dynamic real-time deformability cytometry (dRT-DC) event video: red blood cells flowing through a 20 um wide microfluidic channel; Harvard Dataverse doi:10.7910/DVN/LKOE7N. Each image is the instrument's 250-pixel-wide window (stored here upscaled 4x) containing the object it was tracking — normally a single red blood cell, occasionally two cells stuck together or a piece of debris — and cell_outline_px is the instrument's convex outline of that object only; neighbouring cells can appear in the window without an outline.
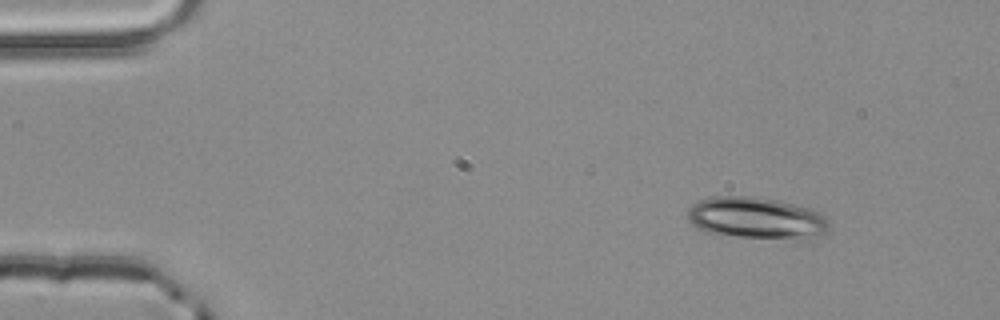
{"species": "common noctule bat (a hibernating species)", "species_latin": "Nyctalus noctula", "temperature_condition": "room temperature", "stored_images_in_passage": 3, "camera_frame_rate_fps": 3000, "um_per_image_px": 0.085, "animal": {"sex": "male", "body_mass_g": 20.4}, "frame": {"image": 1, "passage_image": 1, "time_ms": 0.0, "image_size_px": [1000, 320], "cell_outline_px": [[828, 228], [824, 232], [804, 244], [708, 232], [696, 228], [688, 220], [688, 208], [692, 204], [708, 196], [756, 196], [776, 200], [808, 208], [824, 216], [828, 220]], "centroid_in_image_um": [64.35, 18.58], "position_along_channel_um": 20.7, "area_um2": 35.37}}
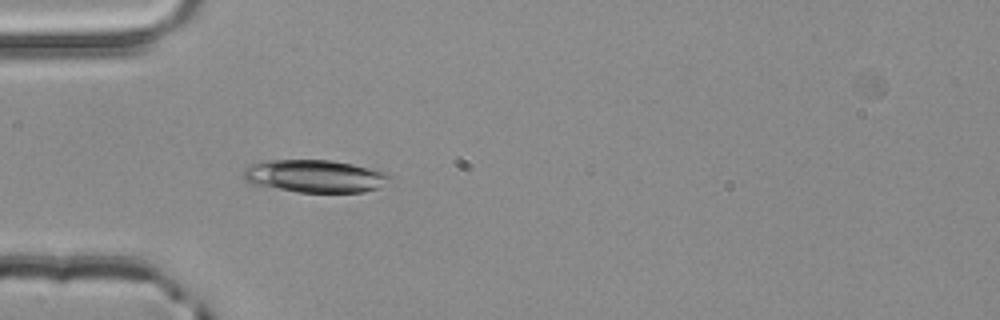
{"frame": {"image": 2, "passage_image": 3, "time_ms": 0.667, "image_size_px": [1000, 320], "cell_outline_px": [[392, 180], [380, 188], [364, 192], [296, 192], [252, 184], [244, 176], [244, 168], [248, 164], [264, 160], [332, 160], [352, 164], [388, 172], [392, 176]], "centroid_in_image_um": [26.82, 14.97], "position_along_channel_um": 58.2, "area_um2": 28.15}}